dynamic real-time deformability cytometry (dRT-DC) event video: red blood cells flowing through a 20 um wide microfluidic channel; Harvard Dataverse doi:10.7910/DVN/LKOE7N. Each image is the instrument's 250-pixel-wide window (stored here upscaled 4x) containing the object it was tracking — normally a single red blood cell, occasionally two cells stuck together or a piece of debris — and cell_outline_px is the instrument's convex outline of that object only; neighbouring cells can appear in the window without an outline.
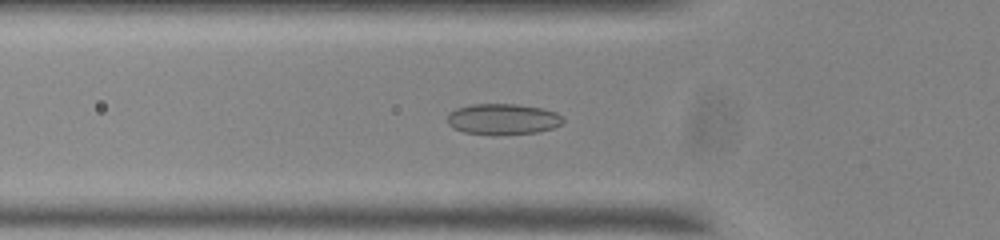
{"species": "common noctule bat (a hibernating species)", "species_latin": "Nyctalus noctula", "temperature_condition": "room temperature", "stored_images_in_passage": 53, "camera_frame_rate_fps": 3000, "um_per_image_px": 0.085, "animal": {"sex": "male", "body_mass_g": 20.0, "forearm_length_mm": 53.3}, "frame": {"image": 1, "passage_image": 17, "time_ms": 5.333, "image_size_px": [1000, 240], "cell_outline_px": [[564, 120], [560, 124], [552, 128], [536, 132], [492, 136], [464, 132], [452, 128], [448, 124], [448, 116], [456, 108], [472, 104], [516, 104], [544, 108], [556, 112]], "centroid_in_image_um": [42.72, 10.14], "position_along_channel_um": 83.1, "area_um2": 20.98}}
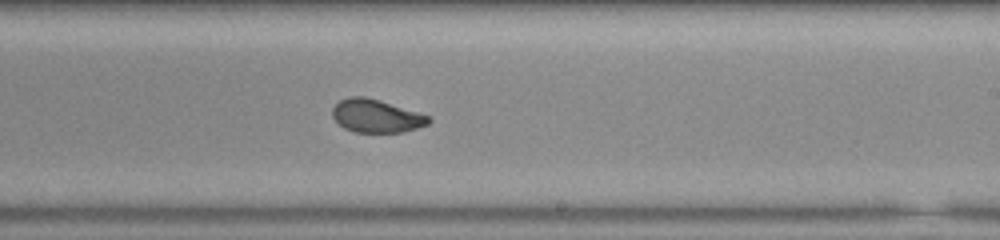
{"frame": {"image": 2, "passage_image": 31, "time_ms": 10.0, "image_size_px": [1000, 240], "cell_outline_px": [[432, 120], [428, 124], [404, 132], [352, 132], [344, 128], [332, 116], [332, 108], [340, 100], [348, 96], [364, 96], [380, 100], [428, 116]], "centroid_in_image_um": [31.95, 9.85], "position_along_channel_um": 257.1, "area_um2": 18.44}}
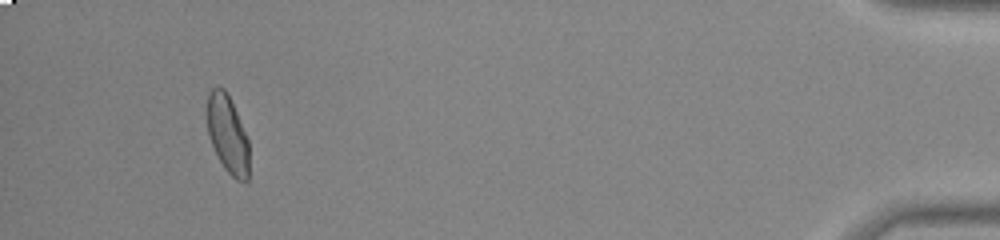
{"frame": {"image": 3, "passage_image": 50, "time_ms": 16.333, "image_size_px": [1000, 240], "cell_outline_px": [[248, 180], [236, 180], [224, 168], [208, 136], [208, 92], [212, 88], [224, 88], [236, 112], [248, 140]], "centroid_in_image_um": [19.34, 11.43], "position_along_channel_um": 415.9, "area_um2": 18.44}, "authors_computed_cell_mechanics": {"area_um2": 19.4208, "velocity_mm_per_s": 3.724, "shape_relaxation_time_tau1_ms": null, "shape_relaxation_time_tau2_ms": 1.1488, "deformation_change_tau1": null, "deformation_change_tau2": 0.0619}}